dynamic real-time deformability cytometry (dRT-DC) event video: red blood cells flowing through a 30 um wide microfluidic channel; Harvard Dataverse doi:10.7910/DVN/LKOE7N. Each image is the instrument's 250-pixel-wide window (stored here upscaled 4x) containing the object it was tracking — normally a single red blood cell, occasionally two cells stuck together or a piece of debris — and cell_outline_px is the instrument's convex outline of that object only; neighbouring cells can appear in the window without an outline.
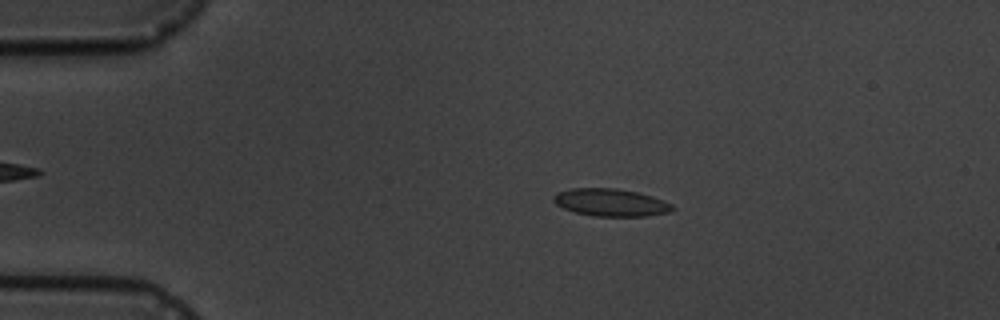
{"species": "common noctule bat (a hibernating species)", "species_latin": "Nyctalus noctula", "temperature_condition": "cold", "stored_images_in_passage": 5, "camera_frame_rate_fps": 3000, "um_per_image_px": 0.085, "animal": {"sex": "male", "body_mass_g": 19.5, "forearm_length_mm": 54.6}, "frame": {"image": 1, "passage_image": 3, "time_ms": 2.333, "image_size_px": [1000, 320], "cell_outline_px": [[676, 208], [672, 212], [648, 216], [592, 216], [576, 212], [564, 208], [556, 204], [552, 200], [552, 196], [556, 192], [572, 188], [616, 188], [636, 192], [652, 196], [672, 204]], "centroid_in_image_um": [51.92, 17.21], "position_along_channel_um": 33.1, "area_um2": 19.19}}
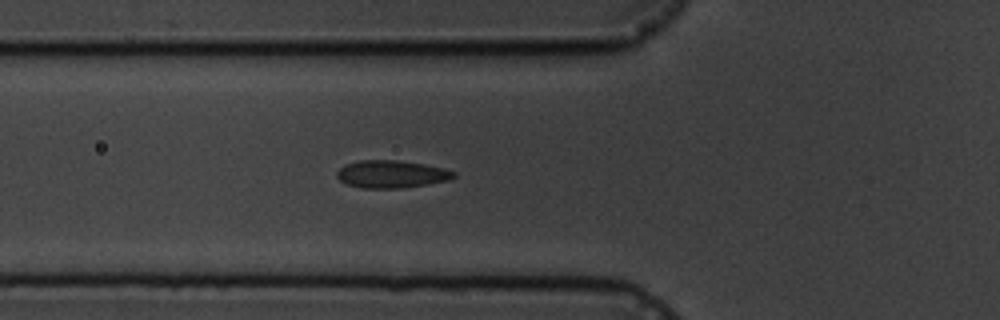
{"frame": {"image": 2, "passage_image": 5, "time_ms": 5.333, "image_size_px": [1000, 320], "cell_outline_px": [[456, 176], [448, 180], [428, 184], [400, 188], [360, 188], [344, 184], [336, 176], [336, 172], [344, 164], [360, 160], [396, 160], [424, 164], [444, 168], [456, 172]], "centroid_in_image_um": [33.24, 14.8], "position_along_channel_um": 92.6, "area_um2": 18.9}}